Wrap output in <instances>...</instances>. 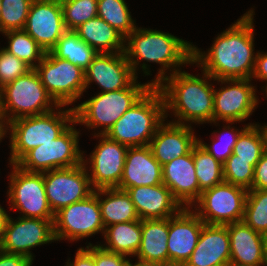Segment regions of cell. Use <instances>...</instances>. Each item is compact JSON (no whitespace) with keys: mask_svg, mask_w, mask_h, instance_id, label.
Wrapping results in <instances>:
<instances>
[{"mask_svg":"<svg viewBox=\"0 0 267 266\" xmlns=\"http://www.w3.org/2000/svg\"><path fill=\"white\" fill-rule=\"evenodd\" d=\"M254 13V9H250L218 34L207 52L193 45L192 64L199 65L216 80L251 79L257 54L254 52Z\"/></svg>","mask_w":267,"mask_h":266,"instance_id":"6da1fadb","label":"cell"},{"mask_svg":"<svg viewBox=\"0 0 267 266\" xmlns=\"http://www.w3.org/2000/svg\"><path fill=\"white\" fill-rule=\"evenodd\" d=\"M192 52L193 44L191 42L156 29L137 27L125 38L124 53L137 78L138 65L142 68L145 76L151 74L146 62L161 65L156 77L150 81L152 86H157L168 75L180 71L182 65L192 64ZM142 60L143 64H139ZM166 70L172 73L167 75Z\"/></svg>","mask_w":267,"mask_h":266,"instance_id":"7a4b0ae2","label":"cell"},{"mask_svg":"<svg viewBox=\"0 0 267 266\" xmlns=\"http://www.w3.org/2000/svg\"><path fill=\"white\" fill-rule=\"evenodd\" d=\"M201 72L202 77L180 70L157 85L165 102V118L172 111L177 120L171 122L176 124L191 126V123L213 122L214 85L211 81L215 79Z\"/></svg>","mask_w":267,"mask_h":266,"instance_id":"3957f363","label":"cell"},{"mask_svg":"<svg viewBox=\"0 0 267 266\" xmlns=\"http://www.w3.org/2000/svg\"><path fill=\"white\" fill-rule=\"evenodd\" d=\"M164 121L163 95L157 86H152L105 135L128 147L147 146Z\"/></svg>","mask_w":267,"mask_h":266,"instance_id":"277c9868","label":"cell"},{"mask_svg":"<svg viewBox=\"0 0 267 266\" xmlns=\"http://www.w3.org/2000/svg\"><path fill=\"white\" fill-rule=\"evenodd\" d=\"M74 122V108L71 107L68 109L67 107L65 109L64 106L59 105L52 111L19 118L7 123L11 151L9 164H16L33 148L55 140Z\"/></svg>","mask_w":267,"mask_h":266,"instance_id":"5b68a950","label":"cell"},{"mask_svg":"<svg viewBox=\"0 0 267 266\" xmlns=\"http://www.w3.org/2000/svg\"><path fill=\"white\" fill-rule=\"evenodd\" d=\"M150 82L140 84L137 78L124 89L99 92L74 108L75 122L105 135L114 123L150 88Z\"/></svg>","mask_w":267,"mask_h":266,"instance_id":"8992f818","label":"cell"},{"mask_svg":"<svg viewBox=\"0 0 267 266\" xmlns=\"http://www.w3.org/2000/svg\"><path fill=\"white\" fill-rule=\"evenodd\" d=\"M0 102L6 123L43 114L59 106L41 83L35 69L2 87Z\"/></svg>","mask_w":267,"mask_h":266,"instance_id":"52a82bcc","label":"cell"},{"mask_svg":"<svg viewBox=\"0 0 267 266\" xmlns=\"http://www.w3.org/2000/svg\"><path fill=\"white\" fill-rule=\"evenodd\" d=\"M34 69L58 105L66 107L81 99L85 91V74L81 67L46 52Z\"/></svg>","mask_w":267,"mask_h":266,"instance_id":"ba28073f","label":"cell"},{"mask_svg":"<svg viewBox=\"0 0 267 266\" xmlns=\"http://www.w3.org/2000/svg\"><path fill=\"white\" fill-rule=\"evenodd\" d=\"M74 122L55 140L27 152L16 165L28 172H45L82 164L83 151L79 148L80 132Z\"/></svg>","mask_w":267,"mask_h":266,"instance_id":"9c48e42d","label":"cell"},{"mask_svg":"<svg viewBox=\"0 0 267 266\" xmlns=\"http://www.w3.org/2000/svg\"><path fill=\"white\" fill-rule=\"evenodd\" d=\"M247 193L245 188L223 181L203 191L192 205L193 211L208 225L243 221Z\"/></svg>","mask_w":267,"mask_h":266,"instance_id":"30bf717a","label":"cell"},{"mask_svg":"<svg viewBox=\"0 0 267 266\" xmlns=\"http://www.w3.org/2000/svg\"><path fill=\"white\" fill-rule=\"evenodd\" d=\"M9 189L10 209L20 211L21 217L54 219L45 192L43 172H28L12 164Z\"/></svg>","mask_w":267,"mask_h":266,"instance_id":"8fae6325","label":"cell"},{"mask_svg":"<svg viewBox=\"0 0 267 266\" xmlns=\"http://www.w3.org/2000/svg\"><path fill=\"white\" fill-rule=\"evenodd\" d=\"M55 241H78L96 233L104 235L105 227L102 221L97 190L88 198L72 203L55 214Z\"/></svg>","mask_w":267,"mask_h":266,"instance_id":"7c38bea8","label":"cell"},{"mask_svg":"<svg viewBox=\"0 0 267 266\" xmlns=\"http://www.w3.org/2000/svg\"><path fill=\"white\" fill-rule=\"evenodd\" d=\"M251 80L253 79L214 80L226 85L219 89L214 88L213 124L222 120L227 125H232L249 119L259 102L257 89L251 84Z\"/></svg>","mask_w":267,"mask_h":266,"instance_id":"4fadbf2b","label":"cell"},{"mask_svg":"<svg viewBox=\"0 0 267 266\" xmlns=\"http://www.w3.org/2000/svg\"><path fill=\"white\" fill-rule=\"evenodd\" d=\"M43 176L47 201L54 215L62 208L88 198L95 191L83 163L45 171Z\"/></svg>","mask_w":267,"mask_h":266,"instance_id":"5bb4252c","label":"cell"},{"mask_svg":"<svg viewBox=\"0 0 267 266\" xmlns=\"http://www.w3.org/2000/svg\"><path fill=\"white\" fill-rule=\"evenodd\" d=\"M96 133H94V137L101 138L100 142L98 145L96 144L93 152L89 155L90 158L86 160L83 154L82 163L87 170L94 190L118 188L123 176L126 152L129 147L109 139L106 135Z\"/></svg>","mask_w":267,"mask_h":266,"instance_id":"9a60e30c","label":"cell"},{"mask_svg":"<svg viewBox=\"0 0 267 266\" xmlns=\"http://www.w3.org/2000/svg\"><path fill=\"white\" fill-rule=\"evenodd\" d=\"M17 219L14 220L9 215L0 240V250L21 254L34 260L35 256L30 251L32 248L55 241L54 219L21 216Z\"/></svg>","mask_w":267,"mask_h":266,"instance_id":"2e32d148","label":"cell"},{"mask_svg":"<svg viewBox=\"0 0 267 266\" xmlns=\"http://www.w3.org/2000/svg\"><path fill=\"white\" fill-rule=\"evenodd\" d=\"M205 223L190 208L183 207L168 218L169 266H183L194 251Z\"/></svg>","mask_w":267,"mask_h":266,"instance_id":"e0dca14e","label":"cell"},{"mask_svg":"<svg viewBox=\"0 0 267 266\" xmlns=\"http://www.w3.org/2000/svg\"><path fill=\"white\" fill-rule=\"evenodd\" d=\"M46 52H50L67 31L61 4L50 0H33L23 28Z\"/></svg>","mask_w":267,"mask_h":266,"instance_id":"ac0fdd59","label":"cell"},{"mask_svg":"<svg viewBox=\"0 0 267 266\" xmlns=\"http://www.w3.org/2000/svg\"><path fill=\"white\" fill-rule=\"evenodd\" d=\"M84 74L85 92L92 82L101 92H111L127 88L137 78L124 52L98 53Z\"/></svg>","mask_w":267,"mask_h":266,"instance_id":"d6986e66","label":"cell"},{"mask_svg":"<svg viewBox=\"0 0 267 266\" xmlns=\"http://www.w3.org/2000/svg\"><path fill=\"white\" fill-rule=\"evenodd\" d=\"M163 184L182 207L192 208L200 198V187L195 174L192 150L162 166Z\"/></svg>","mask_w":267,"mask_h":266,"instance_id":"ffe728a7","label":"cell"},{"mask_svg":"<svg viewBox=\"0 0 267 266\" xmlns=\"http://www.w3.org/2000/svg\"><path fill=\"white\" fill-rule=\"evenodd\" d=\"M198 143L190 125L163 122L157 129L149 147L161 166L188 154Z\"/></svg>","mask_w":267,"mask_h":266,"instance_id":"44dd1931","label":"cell"},{"mask_svg":"<svg viewBox=\"0 0 267 266\" xmlns=\"http://www.w3.org/2000/svg\"><path fill=\"white\" fill-rule=\"evenodd\" d=\"M230 237V263L240 266H265L267 237L244 221L226 224Z\"/></svg>","mask_w":267,"mask_h":266,"instance_id":"7402d4cb","label":"cell"},{"mask_svg":"<svg viewBox=\"0 0 267 266\" xmlns=\"http://www.w3.org/2000/svg\"><path fill=\"white\" fill-rule=\"evenodd\" d=\"M126 192L135 205L140 220L169 218L183 208L163 183L154 186L131 187Z\"/></svg>","mask_w":267,"mask_h":266,"instance_id":"603a6c76","label":"cell"},{"mask_svg":"<svg viewBox=\"0 0 267 266\" xmlns=\"http://www.w3.org/2000/svg\"><path fill=\"white\" fill-rule=\"evenodd\" d=\"M162 183V166L154 158L149 145L129 147L118 189L126 191L131 187L154 186Z\"/></svg>","mask_w":267,"mask_h":266,"instance_id":"cb8c5ba5","label":"cell"},{"mask_svg":"<svg viewBox=\"0 0 267 266\" xmlns=\"http://www.w3.org/2000/svg\"><path fill=\"white\" fill-rule=\"evenodd\" d=\"M230 263V237L226 225L202 226L199 241L183 266H226Z\"/></svg>","mask_w":267,"mask_h":266,"instance_id":"d4e9b609","label":"cell"},{"mask_svg":"<svg viewBox=\"0 0 267 266\" xmlns=\"http://www.w3.org/2000/svg\"><path fill=\"white\" fill-rule=\"evenodd\" d=\"M141 244L137 262L152 266H169L167 249L168 218L141 220Z\"/></svg>","mask_w":267,"mask_h":266,"instance_id":"484cf974","label":"cell"},{"mask_svg":"<svg viewBox=\"0 0 267 266\" xmlns=\"http://www.w3.org/2000/svg\"><path fill=\"white\" fill-rule=\"evenodd\" d=\"M74 31L97 53H119L125 50V37L99 16L91 18Z\"/></svg>","mask_w":267,"mask_h":266,"instance_id":"4316f807","label":"cell"},{"mask_svg":"<svg viewBox=\"0 0 267 266\" xmlns=\"http://www.w3.org/2000/svg\"><path fill=\"white\" fill-rule=\"evenodd\" d=\"M105 197L104 199L101 197ZM102 221L104 227L116 223L139 220L135 205L125 190L105 188L97 190Z\"/></svg>","mask_w":267,"mask_h":266,"instance_id":"83f0119b","label":"cell"},{"mask_svg":"<svg viewBox=\"0 0 267 266\" xmlns=\"http://www.w3.org/2000/svg\"><path fill=\"white\" fill-rule=\"evenodd\" d=\"M103 236L106 240V246L99 244L103 249L129 257L134 255L135 257L142 238L141 220L110 225L105 228Z\"/></svg>","mask_w":267,"mask_h":266,"instance_id":"f1b7e54d","label":"cell"},{"mask_svg":"<svg viewBox=\"0 0 267 266\" xmlns=\"http://www.w3.org/2000/svg\"><path fill=\"white\" fill-rule=\"evenodd\" d=\"M54 56L68 60L85 70L98 54L91 46L81 40L74 30H67L50 51Z\"/></svg>","mask_w":267,"mask_h":266,"instance_id":"f546056e","label":"cell"},{"mask_svg":"<svg viewBox=\"0 0 267 266\" xmlns=\"http://www.w3.org/2000/svg\"><path fill=\"white\" fill-rule=\"evenodd\" d=\"M193 160L201 193L224 181L223 164L199 143L193 147Z\"/></svg>","mask_w":267,"mask_h":266,"instance_id":"4dcf8cb0","label":"cell"},{"mask_svg":"<svg viewBox=\"0 0 267 266\" xmlns=\"http://www.w3.org/2000/svg\"><path fill=\"white\" fill-rule=\"evenodd\" d=\"M8 39L4 49L34 69L43 59L45 51L24 30H10L2 33ZM38 63V64H37Z\"/></svg>","mask_w":267,"mask_h":266,"instance_id":"1f68e13d","label":"cell"},{"mask_svg":"<svg viewBox=\"0 0 267 266\" xmlns=\"http://www.w3.org/2000/svg\"><path fill=\"white\" fill-rule=\"evenodd\" d=\"M125 0H98L97 16L125 38L137 27Z\"/></svg>","mask_w":267,"mask_h":266,"instance_id":"d6a6232c","label":"cell"},{"mask_svg":"<svg viewBox=\"0 0 267 266\" xmlns=\"http://www.w3.org/2000/svg\"><path fill=\"white\" fill-rule=\"evenodd\" d=\"M243 221L267 237V190H248Z\"/></svg>","mask_w":267,"mask_h":266,"instance_id":"836d02e7","label":"cell"},{"mask_svg":"<svg viewBox=\"0 0 267 266\" xmlns=\"http://www.w3.org/2000/svg\"><path fill=\"white\" fill-rule=\"evenodd\" d=\"M248 124L249 126L239 135L233 154L235 159L259 160L265 152L264 137L257 123Z\"/></svg>","mask_w":267,"mask_h":266,"instance_id":"e575fe53","label":"cell"},{"mask_svg":"<svg viewBox=\"0 0 267 266\" xmlns=\"http://www.w3.org/2000/svg\"><path fill=\"white\" fill-rule=\"evenodd\" d=\"M33 0H1L0 33L23 30Z\"/></svg>","mask_w":267,"mask_h":266,"instance_id":"d590c367","label":"cell"},{"mask_svg":"<svg viewBox=\"0 0 267 266\" xmlns=\"http://www.w3.org/2000/svg\"><path fill=\"white\" fill-rule=\"evenodd\" d=\"M259 160L235 159L231 154L223 163L224 181L250 190L253 183L254 167Z\"/></svg>","mask_w":267,"mask_h":266,"instance_id":"8d00e7d4","label":"cell"},{"mask_svg":"<svg viewBox=\"0 0 267 266\" xmlns=\"http://www.w3.org/2000/svg\"><path fill=\"white\" fill-rule=\"evenodd\" d=\"M249 125L247 124L246 126L239 130L236 129L234 126L231 127L230 125L228 126H223V130L219 131H214L212 134L215 135V138H211L212 142L210 145L206 144L203 142L201 139L198 138V143L209 153L211 154L215 159L220 161L222 164L228 159V157L233 153L234 146L237 142V139L239 135L248 127ZM235 128V129H234ZM223 131V132H222ZM219 132L218 136L216 133ZM229 136V137H228ZM223 141H222V140ZM217 140V141H216ZM222 141V142H221ZM219 143V144H218Z\"/></svg>","mask_w":267,"mask_h":266,"instance_id":"74e56055","label":"cell"},{"mask_svg":"<svg viewBox=\"0 0 267 266\" xmlns=\"http://www.w3.org/2000/svg\"><path fill=\"white\" fill-rule=\"evenodd\" d=\"M67 30H75L81 24L97 16L98 0H70L61 4Z\"/></svg>","mask_w":267,"mask_h":266,"instance_id":"f35d334b","label":"cell"},{"mask_svg":"<svg viewBox=\"0 0 267 266\" xmlns=\"http://www.w3.org/2000/svg\"><path fill=\"white\" fill-rule=\"evenodd\" d=\"M31 69L24 61L0 48V89Z\"/></svg>","mask_w":267,"mask_h":266,"instance_id":"ab89813d","label":"cell"},{"mask_svg":"<svg viewBox=\"0 0 267 266\" xmlns=\"http://www.w3.org/2000/svg\"><path fill=\"white\" fill-rule=\"evenodd\" d=\"M127 257L122 254L107 251L100 245H94L95 266H123L129 260Z\"/></svg>","mask_w":267,"mask_h":266,"instance_id":"60d3db41","label":"cell"},{"mask_svg":"<svg viewBox=\"0 0 267 266\" xmlns=\"http://www.w3.org/2000/svg\"><path fill=\"white\" fill-rule=\"evenodd\" d=\"M251 189L267 190V151H265L254 167Z\"/></svg>","mask_w":267,"mask_h":266,"instance_id":"b9f144b4","label":"cell"},{"mask_svg":"<svg viewBox=\"0 0 267 266\" xmlns=\"http://www.w3.org/2000/svg\"><path fill=\"white\" fill-rule=\"evenodd\" d=\"M66 266H95L94 245L88 243L86 249L84 247L77 249L74 262H71L69 259L66 262Z\"/></svg>","mask_w":267,"mask_h":266,"instance_id":"7bdbcfd3","label":"cell"},{"mask_svg":"<svg viewBox=\"0 0 267 266\" xmlns=\"http://www.w3.org/2000/svg\"><path fill=\"white\" fill-rule=\"evenodd\" d=\"M32 264L33 260L27 256L0 250V266H32Z\"/></svg>","mask_w":267,"mask_h":266,"instance_id":"ee69618b","label":"cell"},{"mask_svg":"<svg viewBox=\"0 0 267 266\" xmlns=\"http://www.w3.org/2000/svg\"><path fill=\"white\" fill-rule=\"evenodd\" d=\"M252 78H256L259 81H267V52H257Z\"/></svg>","mask_w":267,"mask_h":266,"instance_id":"f6af8a7d","label":"cell"},{"mask_svg":"<svg viewBox=\"0 0 267 266\" xmlns=\"http://www.w3.org/2000/svg\"><path fill=\"white\" fill-rule=\"evenodd\" d=\"M8 217H9L8 213L0 205V240L2 238V235H3V232H4Z\"/></svg>","mask_w":267,"mask_h":266,"instance_id":"bcb514c9","label":"cell"},{"mask_svg":"<svg viewBox=\"0 0 267 266\" xmlns=\"http://www.w3.org/2000/svg\"><path fill=\"white\" fill-rule=\"evenodd\" d=\"M0 133H7V123L3 117L1 102H0Z\"/></svg>","mask_w":267,"mask_h":266,"instance_id":"7dc6e473","label":"cell"},{"mask_svg":"<svg viewBox=\"0 0 267 266\" xmlns=\"http://www.w3.org/2000/svg\"><path fill=\"white\" fill-rule=\"evenodd\" d=\"M262 131L263 137H264V144H265V151H267V124L261 126L260 124H257Z\"/></svg>","mask_w":267,"mask_h":266,"instance_id":"c3c4849f","label":"cell"},{"mask_svg":"<svg viewBox=\"0 0 267 266\" xmlns=\"http://www.w3.org/2000/svg\"><path fill=\"white\" fill-rule=\"evenodd\" d=\"M50 1H54L55 3H58V4H62L64 2H67V1H70V0H50Z\"/></svg>","mask_w":267,"mask_h":266,"instance_id":"681fc988","label":"cell"},{"mask_svg":"<svg viewBox=\"0 0 267 266\" xmlns=\"http://www.w3.org/2000/svg\"><path fill=\"white\" fill-rule=\"evenodd\" d=\"M123 266H132L131 259H129Z\"/></svg>","mask_w":267,"mask_h":266,"instance_id":"f907efd6","label":"cell"},{"mask_svg":"<svg viewBox=\"0 0 267 266\" xmlns=\"http://www.w3.org/2000/svg\"><path fill=\"white\" fill-rule=\"evenodd\" d=\"M132 266H152V265H144V264H139L138 262H136L135 264L132 263Z\"/></svg>","mask_w":267,"mask_h":266,"instance_id":"816d5d0a","label":"cell"},{"mask_svg":"<svg viewBox=\"0 0 267 266\" xmlns=\"http://www.w3.org/2000/svg\"><path fill=\"white\" fill-rule=\"evenodd\" d=\"M7 133H0V142L2 141V139L5 137Z\"/></svg>","mask_w":267,"mask_h":266,"instance_id":"f5cc1de1","label":"cell"},{"mask_svg":"<svg viewBox=\"0 0 267 266\" xmlns=\"http://www.w3.org/2000/svg\"><path fill=\"white\" fill-rule=\"evenodd\" d=\"M265 265L267 266V241H266V263Z\"/></svg>","mask_w":267,"mask_h":266,"instance_id":"db71d44e","label":"cell"},{"mask_svg":"<svg viewBox=\"0 0 267 266\" xmlns=\"http://www.w3.org/2000/svg\"><path fill=\"white\" fill-rule=\"evenodd\" d=\"M262 87H263V88L265 87V88H264V89H265L264 91H265L266 96H267V83H266V86H262Z\"/></svg>","mask_w":267,"mask_h":266,"instance_id":"11a10c76","label":"cell"},{"mask_svg":"<svg viewBox=\"0 0 267 266\" xmlns=\"http://www.w3.org/2000/svg\"><path fill=\"white\" fill-rule=\"evenodd\" d=\"M226 266H240V265H236V264H231V263H229V264L226 265Z\"/></svg>","mask_w":267,"mask_h":266,"instance_id":"9f6ffc18","label":"cell"}]
</instances>
